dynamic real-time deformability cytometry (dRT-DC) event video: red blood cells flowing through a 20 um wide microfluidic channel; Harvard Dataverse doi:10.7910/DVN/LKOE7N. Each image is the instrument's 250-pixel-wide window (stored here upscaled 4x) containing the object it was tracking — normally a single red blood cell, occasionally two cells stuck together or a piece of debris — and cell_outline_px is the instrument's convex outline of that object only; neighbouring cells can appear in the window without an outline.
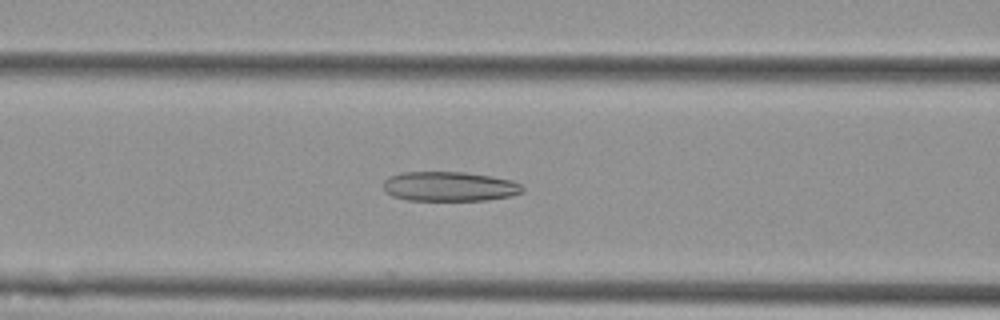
{"species": "Egyptian fruit bat (a non-hibernating species)", "species_latin": "Rousettus aegyptiacus", "temperature_condition": "cold", "stored_images_in_passage": 52, "camera_frame_rate_fps": 3000, "um_per_image_px": 0.085, "animal": {"sex": "female"}, "frame": {"image": 1, "passage_image": 23, "time_ms": 7.333, "image_size_px": [1000, 320], "cell_outline_px": [[524, 192], [512, 196], [488, 200], [408, 200], [392, 196], [384, 192], [384, 180], [388, 176], [404, 172], [464, 172], [492, 176], [512, 180], [520, 184], [524, 188]], "centroid_in_image_um": [38.22, 15.85], "position_along_channel_um": 128.4, "area_um2": 24.22}}
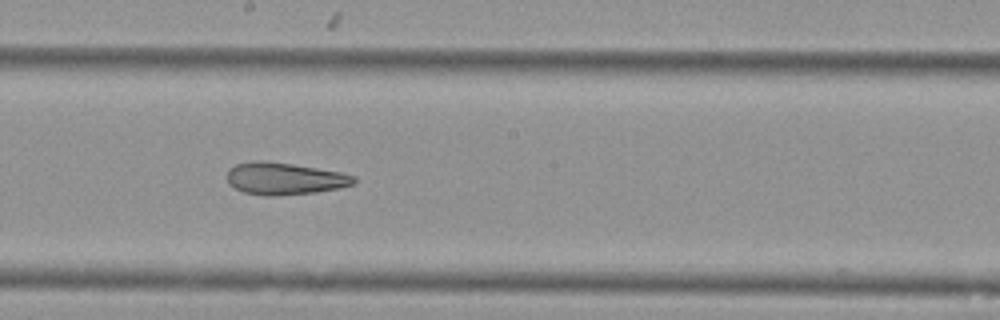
{"frame": {"image": 2, "passage_image": 31, "time_ms": 10.0, "image_size_px": [1000, 320], "cell_outline_px": [[356, 184], [340, 188], [316, 192], [272, 196], [268, 196], [244, 192], [228, 184], [228, 168], [236, 164], [252, 160], [268, 160], [340, 172], [356, 176]], "centroid_in_image_um": [24.19, 15.17], "position_along_channel_um": 224.0, "area_um2": 23.87}}
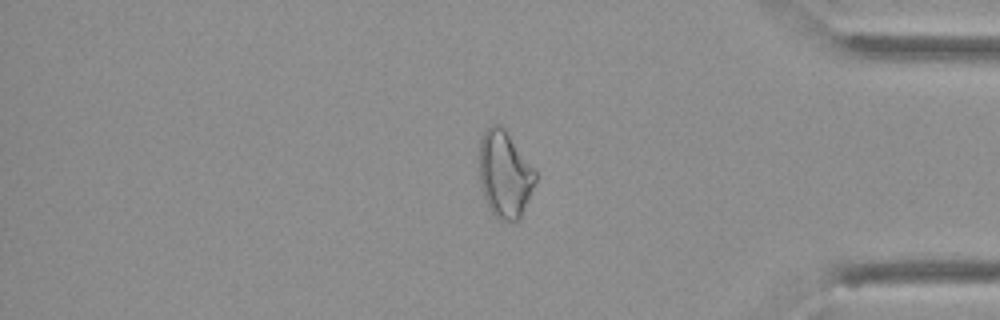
{"frame": {"image": 3, "passage_image": 47, "time_ms": 15.333, "image_size_px": [1000, 320], "cell_outline_px": [[536, 180], [520, 220], [500, 220], [488, 208], [480, 184], [480, 140], [484, 132], [492, 124], [500, 124], [504, 128], [536, 168]], "centroid_in_image_um": [42.92, 14.8], "position_along_channel_um": 392.3, "area_um2": 28.44}, "authors_computed_cell_mechanics": {"area_um2": 27.8307, "velocity_mm_per_s": 3.6022, "shape_relaxation_time_tau1_ms": null, "shape_relaxation_time_tau2_ms": 3.6491, "deformation_change_tau1": null, "deformation_change_tau2": 0.1321}}